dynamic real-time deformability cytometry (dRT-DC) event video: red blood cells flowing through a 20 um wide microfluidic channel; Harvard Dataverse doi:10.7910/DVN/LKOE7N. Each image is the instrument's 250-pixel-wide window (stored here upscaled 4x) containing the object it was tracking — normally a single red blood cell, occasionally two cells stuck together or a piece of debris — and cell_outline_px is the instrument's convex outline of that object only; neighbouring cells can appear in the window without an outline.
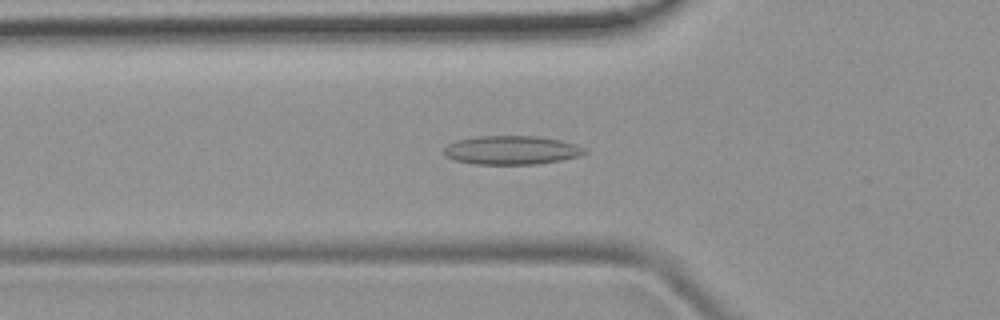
{"species": "common noctule bat (a hibernating species)", "species_latin": "Nyctalus noctula", "temperature_condition": "room temperature", "stored_images_in_passage": 47, "camera_frame_rate_fps": 3000, "um_per_image_px": 0.085, "animal": {"sex": "female", "body_mass_g": 19.9}, "frame": {"image": 1, "passage_image": 15, "time_ms": 4.667, "image_size_px": [1000, 320], "cell_outline_px": [[588, 152], [580, 156], [560, 160], [536, 164], [476, 164], [456, 160], [444, 156], [444, 148], [448, 144], [456, 140], [476, 136], [536, 136], [560, 140], [576, 144], [584, 148]], "centroid_in_image_um": [43.48, 12.76], "position_along_channel_um": 82.3, "area_um2": 23.58}}
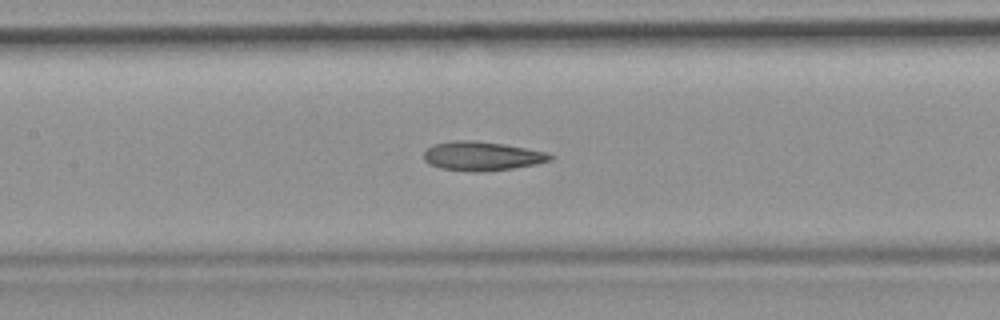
{"frame": {"image": 2, "passage_image": 21, "time_ms": 6.667, "image_size_px": [1000, 320], "cell_outline_px": [[556, 156], [552, 160], [536, 164], [512, 168], [472, 172], [440, 168], [428, 164], [424, 160], [424, 152], [432, 144], [460, 140], [472, 140], [504, 144], [544, 152]], "centroid_in_image_um": [40.94, 13.26], "position_along_channel_um": 166.5, "area_um2": 21.21}}
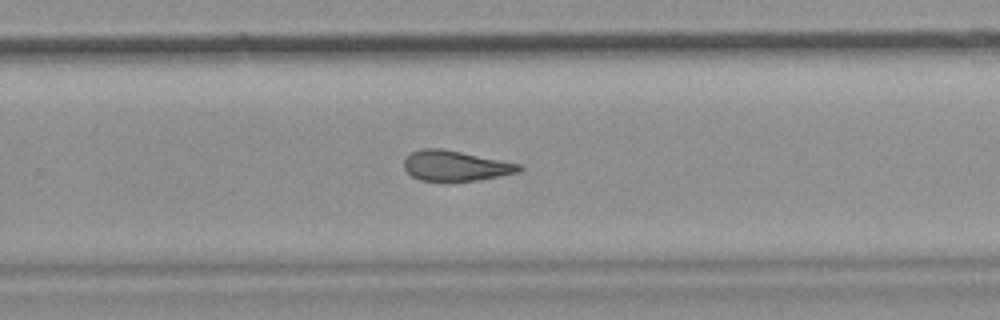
{"frame": {"image": 3, "passage_image": 30, "time_ms": 9.667, "image_size_px": [1000, 320], "cell_outline_px": [[524, 168], [520, 172], [500, 176], [476, 180], [420, 180], [412, 176], [404, 168], [404, 160], [412, 152], [420, 148], [440, 148], [520, 164]], "centroid_in_image_um": [38.72, 14.08], "position_along_channel_um": 291.1, "area_um2": 19.94}}